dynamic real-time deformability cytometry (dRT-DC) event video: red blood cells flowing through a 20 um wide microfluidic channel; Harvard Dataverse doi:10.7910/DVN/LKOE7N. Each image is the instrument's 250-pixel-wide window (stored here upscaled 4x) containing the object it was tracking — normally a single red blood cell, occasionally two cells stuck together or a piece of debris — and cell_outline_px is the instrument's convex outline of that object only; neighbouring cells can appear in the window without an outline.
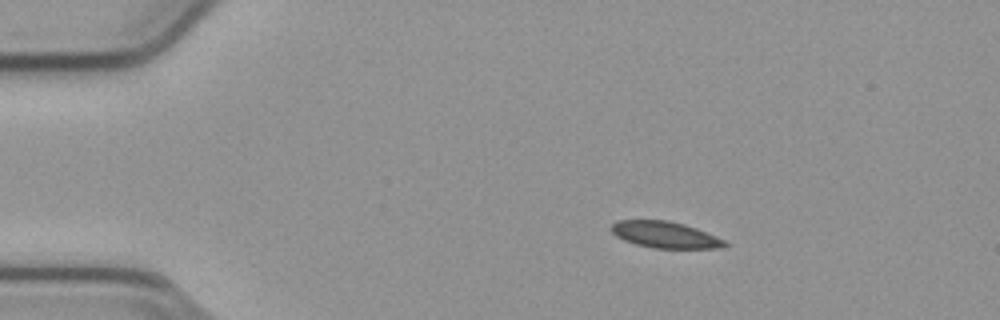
{"species": "common noctule bat (a hibernating species)", "species_latin": "Nyctalus noctula", "temperature_condition": "cold", "stored_images_in_passage": 46, "camera_frame_rate_fps": 3000, "um_per_image_px": 0.085, "animal": {"sex": "male", "body_mass_g": 23.1, "forearm_length_mm": 52.7}, "frame": {"image": 1, "passage_image": 1, "time_ms": 0.0, "image_size_px": [1000, 320], "cell_outline_px": [[728, 244], [724, 248], [652, 248], [636, 244], [624, 240], [616, 236], [612, 232], [612, 224], [616, 220], [668, 220], [684, 224], [696, 228], [724, 240]], "centroid_in_image_um": [56.52, 19.95], "position_along_channel_um": 28.5, "area_um2": 17.4}}
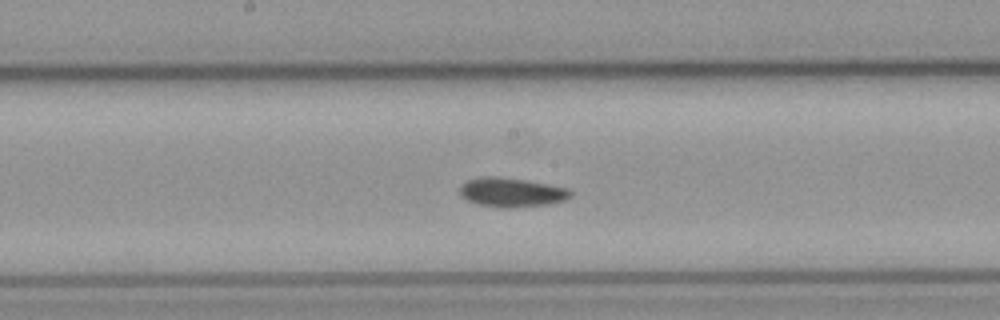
{"frame": {"image": 2, "passage_image": 20, "time_ms": 6.333, "image_size_px": [1000, 320], "cell_outline_px": [[572, 196], [564, 200], [548, 204], [516, 208], [500, 208], [476, 204], [460, 196], [460, 188], [468, 180], [484, 176], [496, 176], [524, 180], [568, 188], [572, 192]], "centroid_in_image_um": [43.48, 16.37], "position_along_channel_um": 204.7, "area_um2": 18.84}}
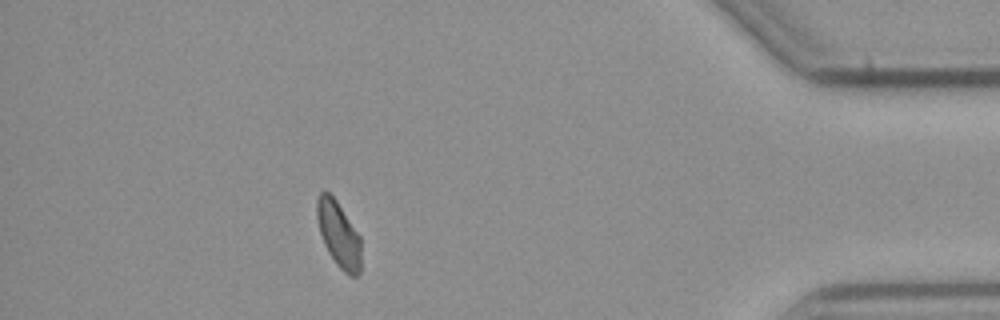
{"frame": {"image": 3, "passage_image": 40, "time_ms": 13.0, "image_size_px": [1000, 320], "cell_outline_px": [[360, 272], [356, 276], [348, 276], [336, 264], [328, 252], [324, 244], [320, 232], [316, 216], [316, 200], [320, 192], [328, 192], [336, 200], [360, 236]], "centroid_in_image_um": [28.77, 19.93], "position_along_channel_um": 406.4, "area_um2": 16.82}, "authors_computed_cell_mechanics": {"area_um2": 17.8313, "velocity_mm_per_s": 3.7915, "shape_relaxation_time_tau1_ms": 6.7924, "shape_relaxation_time_tau2_ms": null, "deformation_change_tau1": 0.1045, "deformation_change_tau2": null}}